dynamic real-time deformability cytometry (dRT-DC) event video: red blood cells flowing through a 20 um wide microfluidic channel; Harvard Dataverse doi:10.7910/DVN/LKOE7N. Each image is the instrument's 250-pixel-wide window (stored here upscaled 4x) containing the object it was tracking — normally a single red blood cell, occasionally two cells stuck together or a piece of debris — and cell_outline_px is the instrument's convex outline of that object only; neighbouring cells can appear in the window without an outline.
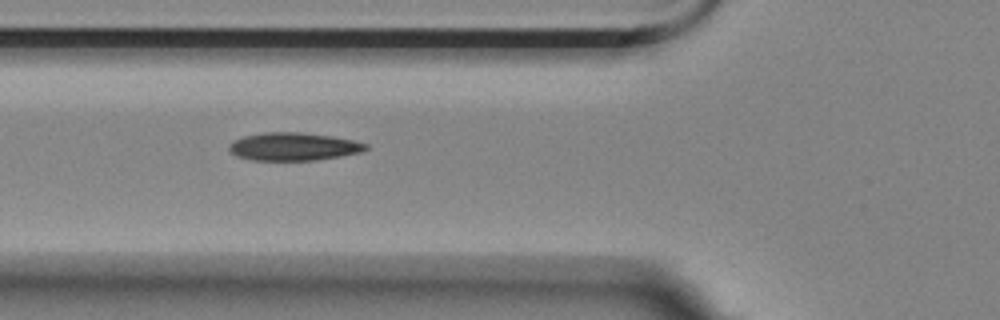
{"species": "Egyptian fruit bat (a non-hibernating species)", "species_latin": "Rousettus aegyptiacus", "temperature_condition": "room temperature", "stored_images_in_passage": 6, "camera_frame_rate_fps": 3000, "um_per_image_px": 0.085, "animal": {"sex": "female"}, "frame": {"image": 1, "passage_image": 6, "time_ms": 1.667, "image_size_px": [1000, 320], "cell_outline_px": [[368, 148], [360, 152], [340, 156], [316, 160], [252, 160], [236, 156], [228, 148], [228, 144], [232, 140], [244, 136], [264, 132], [300, 132], [332, 136], [352, 140], [368, 144]], "centroid_in_image_um": [24.91, 12.45], "position_along_channel_um": 100.9, "area_um2": 22.25}}